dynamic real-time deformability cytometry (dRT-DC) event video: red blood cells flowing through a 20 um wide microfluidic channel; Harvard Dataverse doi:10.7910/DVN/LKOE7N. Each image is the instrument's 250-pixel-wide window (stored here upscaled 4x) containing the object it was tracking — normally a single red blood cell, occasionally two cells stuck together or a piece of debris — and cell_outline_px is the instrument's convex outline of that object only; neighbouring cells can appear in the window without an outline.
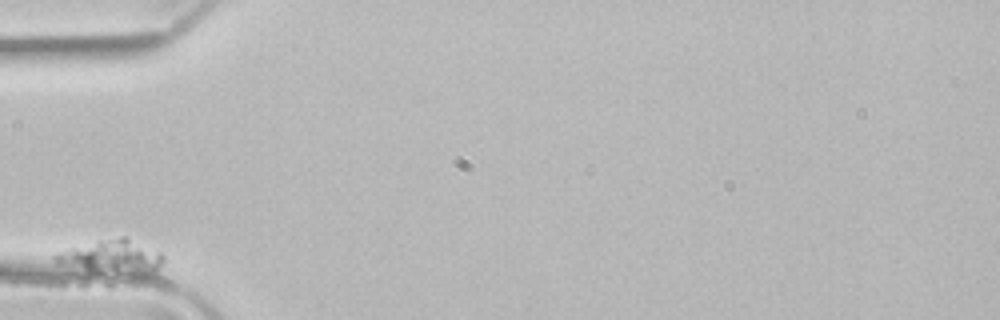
{"species": "common noctule bat (a hibernating species)", "species_latin": "Nyctalus noctula", "temperature_condition": "room temperature", "stored_images_in_passage": 6, "camera_frame_rate_fps": 3000, "um_per_image_px": 0.085, "animal": {"sex": "male", "body_mass_g": 21.5, "forearm_length_mm": 52.0}, "frame": {"image": 1, "passage_image": 1, "time_ms": 0.0, "image_size_px": [1000, 320], "cell_outline_px": [[164, 260], [152, 272], [140, 276], [136, 276], [56, 264], [52, 260], [52, 256], [56, 252], [68, 248], [96, 240], [120, 236], [128, 236], [160, 252], [164, 256]], "centroid_in_image_um": [9.52, 21.8], "position_along_channel_um": 75.5, "area_um2": 21.39}}
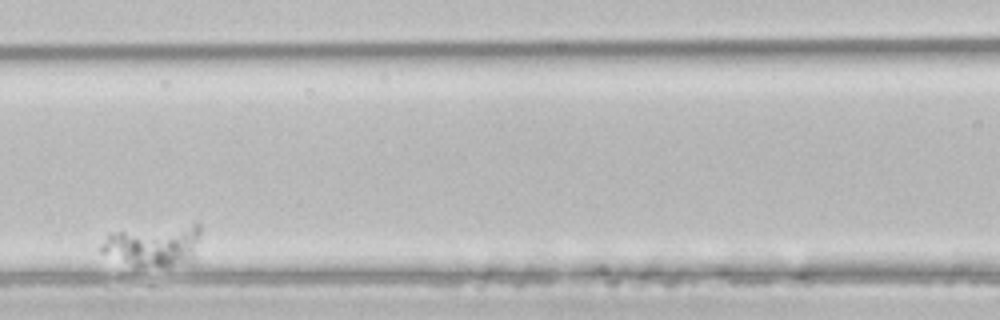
{"frame": {"image": 2, "passage_image": 4, "time_ms": 1.0, "image_size_px": [1000, 320], "cell_outline_px": [[200, 236], [192, 260], [172, 264], [136, 268], [100, 252], [100, 244], [108, 232], [196, 220], [200, 224]], "centroid_in_image_um": [13.04, 20.77], "position_along_channel_um": 153.6, "area_um2": 25.14}}
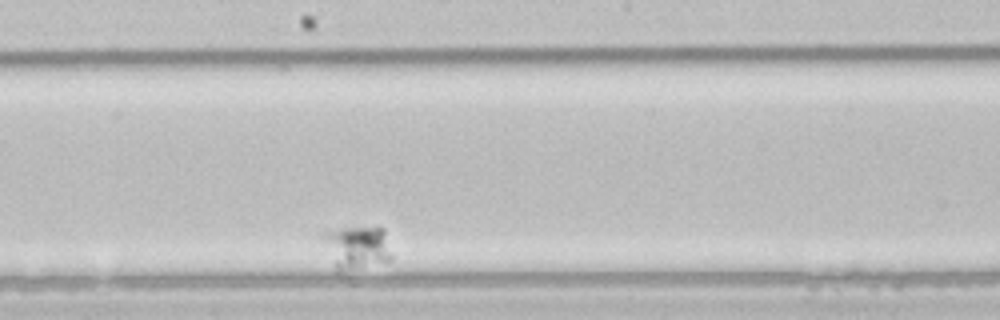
{"frame": {"image": 3, "passage_image": 6, "time_ms": 1.667, "image_size_px": [1000, 320], "cell_outline_px": [[392, 260], [336, 272], [320, 236], [324, 232], [340, 228], [384, 228], [392, 256]], "centroid_in_image_um": [30.29, 21.02], "position_along_channel_um": 217.9, "area_um2": 17.17}}